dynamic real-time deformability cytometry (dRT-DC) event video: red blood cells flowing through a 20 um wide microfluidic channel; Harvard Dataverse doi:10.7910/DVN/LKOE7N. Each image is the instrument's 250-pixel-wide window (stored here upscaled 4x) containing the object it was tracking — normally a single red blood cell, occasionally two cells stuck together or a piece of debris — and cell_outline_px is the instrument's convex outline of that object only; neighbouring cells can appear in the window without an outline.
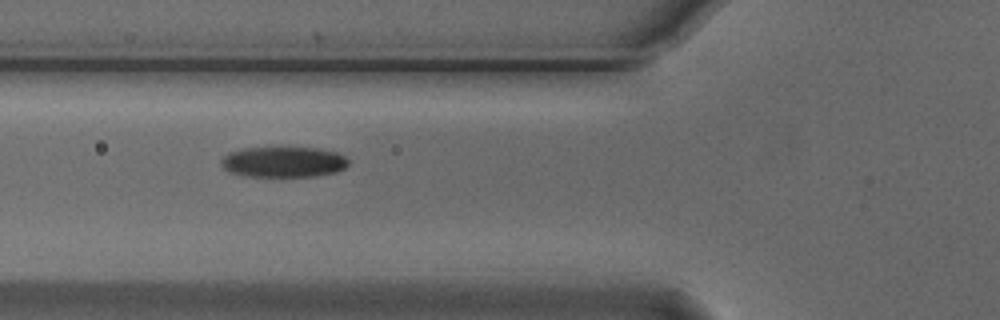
{"species": "Egyptian fruit bat (a non-hibernating species)", "species_latin": "Rousettus aegyptiacus", "temperature_condition": "cold", "stored_images_in_passage": 7, "camera_frame_rate_fps": 3000, "um_per_image_px": 0.085, "animal": {"sex": "male"}, "frame": {"image": 1, "passage_image": 6, "time_ms": 1.667, "image_size_px": [1000, 320], "cell_outline_px": [[348, 164], [344, 168], [336, 172], [316, 176], [248, 176], [228, 172], [220, 164], [220, 160], [228, 152], [244, 148], [316, 148], [336, 152], [344, 156], [348, 160]], "centroid_in_image_um": [24.07, 13.77], "position_along_channel_um": 101.7, "area_um2": 22.6}}
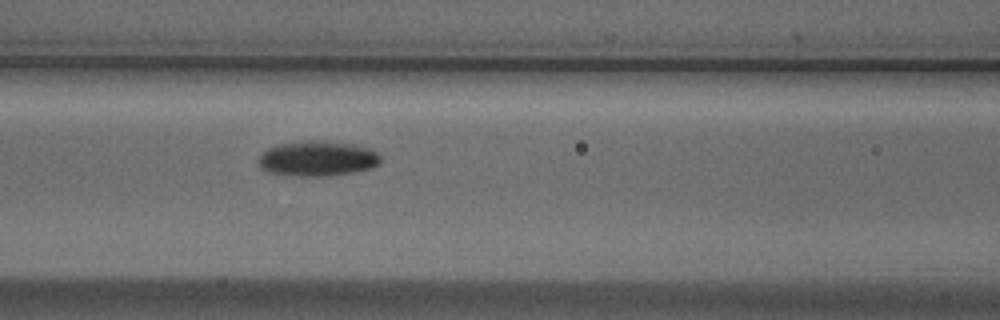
{"frame": {"image": 2, "passage_image": 7, "time_ms": 2.0, "image_size_px": [1000, 320], "cell_outline_px": [[380, 164], [372, 168], [356, 172], [328, 176], [296, 176], [268, 172], [260, 168], [256, 160], [268, 148], [280, 144], [352, 144], [372, 148], [380, 156]], "centroid_in_image_um": [27.01, 13.55], "position_along_channel_um": 139.6, "area_um2": 24.1}}